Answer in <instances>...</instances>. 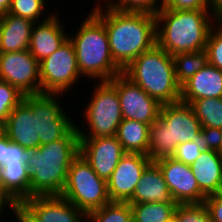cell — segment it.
I'll return each instance as SVG.
<instances>
[{
  "mask_svg": "<svg viewBox=\"0 0 222 222\" xmlns=\"http://www.w3.org/2000/svg\"><path fill=\"white\" fill-rule=\"evenodd\" d=\"M102 7L94 6L92 12L104 23L112 58L124 70L156 44V16L121 12L109 5L103 11Z\"/></svg>",
  "mask_w": 222,
  "mask_h": 222,
  "instance_id": "1",
  "label": "cell"
},
{
  "mask_svg": "<svg viewBox=\"0 0 222 222\" xmlns=\"http://www.w3.org/2000/svg\"><path fill=\"white\" fill-rule=\"evenodd\" d=\"M76 125L62 138L28 150L30 197L61 195L72 161L79 155Z\"/></svg>",
  "mask_w": 222,
  "mask_h": 222,
  "instance_id": "2",
  "label": "cell"
},
{
  "mask_svg": "<svg viewBox=\"0 0 222 222\" xmlns=\"http://www.w3.org/2000/svg\"><path fill=\"white\" fill-rule=\"evenodd\" d=\"M155 16L156 44L171 56L205 50L212 23L219 20L208 9L161 8Z\"/></svg>",
  "mask_w": 222,
  "mask_h": 222,
  "instance_id": "3",
  "label": "cell"
},
{
  "mask_svg": "<svg viewBox=\"0 0 222 222\" xmlns=\"http://www.w3.org/2000/svg\"><path fill=\"white\" fill-rule=\"evenodd\" d=\"M202 125L184 102L162 104L159 118L149 125L147 156L152 162L172 157L177 146L200 139Z\"/></svg>",
  "mask_w": 222,
  "mask_h": 222,
  "instance_id": "4",
  "label": "cell"
},
{
  "mask_svg": "<svg viewBox=\"0 0 222 222\" xmlns=\"http://www.w3.org/2000/svg\"><path fill=\"white\" fill-rule=\"evenodd\" d=\"M161 104L180 101L173 56L155 44L133 60L122 72Z\"/></svg>",
  "mask_w": 222,
  "mask_h": 222,
  "instance_id": "5",
  "label": "cell"
},
{
  "mask_svg": "<svg viewBox=\"0 0 222 222\" xmlns=\"http://www.w3.org/2000/svg\"><path fill=\"white\" fill-rule=\"evenodd\" d=\"M75 35L69 40L75 47L81 75L100 82L110 81L123 72L112 58L104 23L93 12L84 19Z\"/></svg>",
  "mask_w": 222,
  "mask_h": 222,
  "instance_id": "6",
  "label": "cell"
},
{
  "mask_svg": "<svg viewBox=\"0 0 222 222\" xmlns=\"http://www.w3.org/2000/svg\"><path fill=\"white\" fill-rule=\"evenodd\" d=\"M60 196L84 213L99 209L111 202L107 181L100 178L80 154L71 163Z\"/></svg>",
  "mask_w": 222,
  "mask_h": 222,
  "instance_id": "7",
  "label": "cell"
},
{
  "mask_svg": "<svg viewBox=\"0 0 222 222\" xmlns=\"http://www.w3.org/2000/svg\"><path fill=\"white\" fill-rule=\"evenodd\" d=\"M97 85L85 110L90 132L87 131V135L76 125L79 138L116 136L118 126L123 120L116 87L110 81H100Z\"/></svg>",
  "mask_w": 222,
  "mask_h": 222,
  "instance_id": "8",
  "label": "cell"
},
{
  "mask_svg": "<svg viewBox=\"0 0 222 222\" xmlns=\"http://www.w3.org/2000/svg\"><path fill=\"white\" fill-rule=\"evenodd\" d=\"M41 93L64 94L79 80L73 43L67 41L55 52L39 62Z\"/></svg>",
  "mask_w": 222,
  "mask_h": 222,
  "instance_id": "9",
  "label": "cell"
},
{
  "mask_svg": "<svg viewBox=\"0 0 222 222\" xmlns=\"http://www.w3.org/2000/svg\"><path fill=\"white\" fill-rule=\"evenodd\" d=\"M110 82L117 89L123 119L151 125L159 118L162 104L123 73L116 75Z\"/></svg>",
  "mask_w": 222,
  "mask_h": 222,
  "instance_id": "10",
  "label": "cell"
},
{
  "mask_svg": "<svg viewBox=\"0 0 222 222\" xmlns=\"http://www.w3.org/2000/svg\"><path fill=\"white\" fill-rule=\"evenodd\" d=\"M0 80L24 95L41 93L39 62L29 50L0 53Z\"/></svg>",
  "mask_w": 222,
  "mask_h": 222,
  "instance_id": "11",
  "label": "cell"
},
{
  "mask_svg": "<svg viewBox=\"0 0 222 222\" xmlns=\"http://www.w3.org/2000/svg\"><path fill=\"white\" fill-rule=\"evenodd\" d=\"M18 210L30 222L86 221V213L76 208L60 195L31 196L25 198L18 204Z\"/></svg>",
  "mask_w": 222,
  "mask_h": 222,
  "instance_id": "12",
  "label": "cell"
},
{
  "mask_svg": "<svg viewBox=\"0 0 222 222\" xmlns=\"http://www.w3.org/2000/svg\"><path fill=\"white\" fill-rule=\"evenodd\" d=\"M4 134L10 141L27 150L39 146L38 94L24 95L8 116Z\"/></svg>",
  "mask_w": 222,
  "mask_h": 222,
  "instance_id": "13",
  "label": "cell"
},
{
  "mask_svg": "<svg viewBox=\"0 0 222 222\" xmlns=\"http://www.w3.org/2000/svg\"><path fill=\"white\" fill-rule=\"evenodd\" d=\"M173 200L178 204L203 203L206 196L200 191L190 165L173 157L156 160Z\"/></svg>",
  "mask_w": 222,
  "mask_h": 222,
  "instance_id": "14",
  "label": "cell"
},
{
  "mask_svg": "<svg viewBox=\"0 0 222 222\" xmlns=\"http://www.w3.org/2000/svg\"><path fill=\"white\" fill-rule=\"evenodd\" d=\"M151 162L147 155L125 153L107 180L110 201L127 202L132 197L142 172Z\"/></svg>",
  "mask_w": 222,
  "mask_h": 222,
  "instance_id": "15",
  "label": "cell"
},
{
  "mask_svg": "<svg viewBox=\"0 0 222 222\" xmlns=\"http://www.w3.org/2000/svg\"><path fill=\"white\" fill-rule=\"evenodd\" d=\"M79 154L100 178L107 181L125 152L117 137L109 136L80 138Z\"/></svg>",
  "mask_w": 222,
  "mask_h": 222,
  "instance_id": "16",
  "label": "cell"
},
{
  "mask_svg": "<svg viewBox=\"0 0 222 222\" xmlns=\"http://www.w3.org/2000/svg\"><path fill=\"white\" fill-rule=\"evenodd\" d=\"M59 95L38 94L39 145L62 139L76 125L59 105L57 100Z\"/></svg>",
  "mask_w": 222,
  "mask_h": 222,
  "instance_id": "17",
  "label": "cell"
},
{
  "mask_svg": "<svg viewBox=\"0 0 222 222\" xmlns=\"http://www.w3.org/2000/svg\"><path fill=\"white\" fill-rule=\"evenodd\" d=\"M58 18L56 14H48L38 25H33L29 52L38 62L59 49L69 38Z\"/></svg>",
  "mask_w": 222,
  "mask_h": 222,
  "instance_id": "18",
  "label": "cell"
},
{
  "mask_svg": "<svg viewBox=\"0 0 222 222\" xmlns=\"http://www.w3.org/2000/svg\"><path fill=\"white\" fill-rule=\"evenodd\" d=\"M222 97V70L209 63L181 85L180 101Z\"/></svg>",
  "mask_w": 222,
  "mask_h": 222,
  "instance_id": "19",
  "label": "cell"
},
{
  "mask_svg": "<svg viewBox=\"0 0 222 222\" xmlns=\"http://www.w3.org/2000/svg\"><path fill=\"white\" fill-rule=\"evenodd\" d=\"M127 202L129 204L176 203L171 196L160 167L155 162H151L142 172L140 181Z\"/></svg>",
  "mask_w": 222,
  "mask_h": 222,
  "instance_id": "20",
  "label": "cell"
},
{
  "mask_svg": "<svg viewBox=\"0 0 222 222\" xmlns=\"http://www.w3.org/2000/svg\"><path fill=\"white\" fill-rule=\"evenodd\" d=\"M35 23L9 13L0 15V53L29 50Z\"/></svg>",
  "mask_w": 222,
  "mask_h": 222,
  "instance_id": "21",
  "label": "cell"
},
{
  "mask_svg": "<svg viewBox=\"0 0 222 222\" xmlns=\"http://www.w3.org/2000/svg\"><path fill=\"white\" fill-rule=\"evenodd\" d=\"M200 191L207 197L218 194L222 188V155L215 150L204 149L191 165Z\"/></svg>",
  "mask_w": 222,
  "mask_h": 222,
  "instance_id": "22",
  "label": "cell"
},
{
  "mask_svg": "<svg viewBox=\"0 0 222 222\" xmlns=\"http://www.w3.org/2000/svg\"><path fill=\"white\" fill-rule=\"evenodd\" d=\"M0 187L18 203L30 197V175L26 161L8 162L0 167Z\"/></svg>",
  "mask_w": 222,
  "mask_h": 222,
  "instance_id": "23",
  "label": "cell"
},
{
  "mask_svg": "<svg viewBox=\"0 0 222 222\" xmlns=\"http://www.w3.org/2000/svg\"><path fill=\"white\" fill-rule=\"evenodd\" d=\"M116 137L125 153L148 154L149 124L123 119L118 126Z\"/></svg>",
  "mask_w": 222,
  "mask_h": 222,
  "instance_id": "24",
  "label": "cell"
},
{
  "mask_svg": "<svg viewBox=\"0 0 222 222\" xmlns=\"http://www.w3.org/2000/svg\"><path fill=\"white\" fill-rule=\"evenodd\" d=\"M178 203L147 202L130 204L133 222H166L176 211Z\"/></svg>",
  "mask_w": 222,
  "mask_h": 222,
  "instance_id": "25",
  "label": "cell"
},
{
  "mask_svg": "<svg viewBox=\"0 0 222 222\" xmlns=\"http://www.w3.org/2000/svg\"><path fill=\"white\" fill-rule=\"evenodd\" d=\"M189 105L202 127L222 129V97L195 99Z\"/></svg>",
  "mask_w": 222,
  "mask_h": 222,
  "instance_id": "26",
  "label": "cell"
},
{
  "mask_svg": "<svg viewBox=\"0 0 222 222\" xmlns=\"http://www.w3.org/2000/svg\"><path fill=\"white\" fill-rule=\"evenodd\" d=\"M177 82L182 85L208 64L207 52H185L173 56Z\"/></svg>",
  "mask_w": 222,
  "mask_h": 222,
  "instance_id": "27",
  "label": "cell"
},
{
  "mask_svg": "<svg viewBox=\"0 0 222 222\" xmlns=\"http://www.w3.org/2000/svg\"><path fill=\"white\" fill-rule=\"evenodd\" d=\"M86 220L87 222H133L132 210L128 202H110L86 213Z\"/></svg>",
  "mask_w": 222,
  "mask_h": 222,
  "instance_id": "28",
  "label": "cell"
},
{
  "mask_svg": "<svg viewBox=\"0 0 222 222\" xmlns=\"http://www.w3.org/2000/svg\"><path fill=\"white\" fill-rule=\"evenodd\" d=\"M45 0H11V4L7 13L26 18L37 23L42 13L45 14L44 7H47Z\"/></svg>",
  "mask_w": 222,
  "mask_h": 222,
  "instance_id": "29",
  "label": "cell"
},
{
  "mask_svg": "<svg viewBox=\"0 0 222 222\" xmlns=\"http://www.w3.org/2000/svg\"><path fill=\"white\" fill-rule=\"evenodd\" d=\"M22 94L16 87L0 80V124L5 125L11 111L23 100Z\"/></svg>",
  "mask_w": 222,
  "mask_h": 222,
  "instance_id": "30",
  "label": "cell"
},
{
  "mask_svg": "<svg viewBox=\"0 0 222 222\" xmlns=\"http://www.w3.org/2000/svg\"><path fill=\"white\" fill-rule=\"evenodd\" d=\"M158 1L159 0H113L109 6L121 12L156 15L162 8V4Z\"/></svg>",
  "mask_w": 222,
  "mask_h": 222,
  "instance_id": "31",
  "label": "cell"
},
{
  "mask_svg": "<svg viewBox=\"0 0 222 222\" xmlns=\"http://www.w3.org/2000/svg\"><path fill=\"white\" fill-rule=\"evenodd\" d=\"M216 25L217 28L215 26L211 28L205 51L208 63L222 70V19H219Z\"/></svg>",
  "mask_w": 222,
  "mask_h": 222,
  "instance_id": "32",
  "label": "cell"
},
{
  "mask_svg": "<svg viewBox=\"0 0 222 222\" xmlns=\"http://www.w3.org/2000/svg\"><path fill=\"white\" fill-rule=\"evenodd\" d=\"M174 215L179 222H211L204 203L178 204Z\"/></svg>",
  "mask_w": 222,
  "mask_h": 222,
  "instance_id": "33",
  "label": "cell"
},
{
  "mask_svg": "<svg viewBox=\"0 0 222 222\" xmlns=\"http://www.w3.org/2000/svg\"><path fill=\"white\" fill-rule=\"evenodd\" d=\"M204 150L201 139L192 140L179 144L173 158L186 165H192Z\"/></svg>",
  "mask_w": 222,
  "mask_h": 222,
  "instance_id": "34",
  "label": "cell"
},
{
  "mask_svg": "<svg viewBox=\"0 0 222 222\" xmlns=\"http://www.w3.org/2000/svg\"><path fill=\"white\" fill-rule=\"evenodd\" d=\"M200 139L204 149L220 151L222 143V129L202 127Z\"/></svg>",
  "mask_w": 222,
  "mask_h": 222,
  "instance_id": "35",
  "label": "cell"
},
{
  "mask_svg": "<svg viewBox=\"0 0 222 222\" xmlns=\"http://www.w3.org/2000/svg\"><path fill=\"white\" fill-rule=\"evenodd\" d=\"M162 8L173 10L208 9L206 0H161Z\"/></svg>",
  "mask_w": 222,
  "mask_h": 222,
  "instance_id": "36",
  "label": "cell"
},
{
  "mask_svg": "<svg viewBox=\"0 0 222 222\" xmlns=\"http://www.w3.org/2000/svg\"><path fill=\"white\" fill-rule=\"evenodd\" d=\"M211 222H222V194H213L204 199Z\"/></svg>",
  "mask_w": 222,
  "mask_h": 222,
  "instance_id": "37",
  "label": "cell"
},
{
  "mask_svg": "<svg viewBox=\"0 0 222 222\" xmlns=\"http://www.w3.org/2000/svg\"><path fill=\"white\" fill-rule=\"evenodd\" d=\"M28 150L22 148L19 144L12 142L7 137V154H6V163L8 162H17V161H26Z\"/></svg>",
  "mask_w": 222,
  "mask_h": 222,
  "instance_id": "38",
  "label": "cell"
},
{
  "mask_svg": "<svg viewBox=\"0 0 222 222\" xmlns=\"http://www.w3.org/2000/svg\"><path fill=\"white\" fill-rule=\"evenodd\" d=\"M10 206L9 208L16 213L18 211V202L15 201L5 190L0 187V216H2V212L4 210L5 205ZM1 219V217H0Z\"/></svg>",
  "mask_w": 222,
  "mask_h": 222,
  "instance_id": "39",
  "label": "cell"
},
{
  "mask_svg": "<svg viewBox=\"0 0 222 222\" xmlns=\"http://www.w3.org/2000/svg\"><path fill=\"white\" fill-rule=\"evenodd\" d=\"M208 10L217 16L219 19H222V0H206Z\"/></svg>",
  "mask_w": 222,
  "mask_h": 222,
  "instance_id": "40",
  "label": "cell"
},
{
  "mask_svg": "<svg viewBox=\"0 0 222 222\" xmlns=\"http://www.w3.org/2000/svg\"><path fill=\"white\" fill-rule=\"evenodd\" d=\"M7 154V136L3 134L0 137V167L6 163Z\"/></svg>",
  "mask_w": 222,
  "mask_h": 222,
  "instance_id": "41",
  "label": "cell"
},
{
  "mask_svg": "<svg viewBox=\"0 0 222 222\" xmlns=\"http://www.w3.org/2000/svg\"><path fill=\"white\" fill-rule=\"evenodd\" d=\"M11 4V0H0V15L7 13Z\"/></svg>",
  "mask_w": 222,
  "mask_h": 222,
  "instance_id": "42",
  "label": "cell"
},
{
  "mask_svg": "<svg viewBox=\"0 0 222 222\" xmlns=\"http://www.w3.org/2000/svg\"><path fill=\"white\" fill-rule=\"evenodd\" d=\"M18 222H30L19 210L15 213Z\"/></svg>",
  "mask_w": 222,
  "mask_h": 222,
  "instance_id": "43",
  "label": "cell"
},
{
  "mask_svg": "<svg viewBox=\"0 0 222 222\" xmlns=\"http://www.w3.org/2000/svg\"><path fill=\"white\" fill-rule=\"evenodd\" d=\"M166 222H179L178 218L173 215L170 219H168Z\"/></svg>",
  "mask_w": 222,
  "mask_h": 222,
  "instance_id": "44",
  "label": "cell"
},
{
  "mask_svg": "<svg viewBox=\"0 0 222 222\" xmlns=\"http://www.w3.org/2000/svg\"><path fill=\"white\" fill-rule=\"evenodd\" d=\"M4 134V125L0 124V137Z\"/></svg>",
  "mask_w": 222,
  "mask_h": 222,
  "instance_id": "45",
  "label": "cell"
},
{
  "mask_svg": "<svg viewBox=\"0 0 222 222\" xmlns=\"http://www.w3.org/2000/svg\"><path fill=\"white\" fill-rule=\"evenodd\" d=\"M113 0H107L105 3H107L106 5H110V3L112 2Z\"/></svg>",
  "mask_w": 222,
  "mask_h": 222,
  "instance_id": "46",
  "label": "cell"
},
{
  "mask_svg": "<svg viewBox=\"0 0 222 222\" xmlns=\"http://www.w3.org/2000/svg\"><path fill=\"white\" fill-rule=\"evenodd\" d=\"M219 153L222 155V143H221V150L219 151Z\"/></svg>",
  "mask_w": 222,
  "mask_h": 222,
  "instance_id": "47",
  "label": "cell"
}]
</instances>
